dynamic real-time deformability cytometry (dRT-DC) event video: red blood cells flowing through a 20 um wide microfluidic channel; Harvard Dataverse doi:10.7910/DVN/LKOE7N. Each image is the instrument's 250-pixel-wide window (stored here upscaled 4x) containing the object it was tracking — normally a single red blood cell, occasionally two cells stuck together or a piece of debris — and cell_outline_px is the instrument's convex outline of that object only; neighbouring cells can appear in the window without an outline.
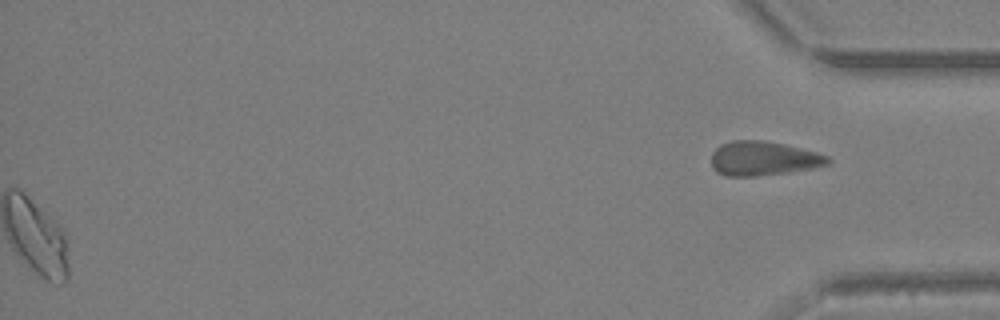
{"species": "Egyptian fruit bat (a non-hibernating species)", "species_latin": "Rousettus aegyptiacus", "temperature_condition": "warm", "stored_images_in_passage": 34, "segment_of_instrument_passage": [2, 2], "camera_frame_rate_fps": 3000, "um_per_image_px": 0.085, "animal": {"sex": "female"}, "frame": {"image": 1, "passage_image": 34, "time_ms": 11.0, "image_size_px": [1000, 320], "cell_outline_px": [[832, 160], [828, 164], [788, 172], [756, 176], [724, 176], [716, 172], [712, 168], [712, 152], [720, 144], [732, 140], [764, 140], [784, 144], [816, 152], [828, 156]], "centroid_in_image_um": [64.83, 13.46], "position_along_channel_um": 370.4, "area_um2": 23.24}}